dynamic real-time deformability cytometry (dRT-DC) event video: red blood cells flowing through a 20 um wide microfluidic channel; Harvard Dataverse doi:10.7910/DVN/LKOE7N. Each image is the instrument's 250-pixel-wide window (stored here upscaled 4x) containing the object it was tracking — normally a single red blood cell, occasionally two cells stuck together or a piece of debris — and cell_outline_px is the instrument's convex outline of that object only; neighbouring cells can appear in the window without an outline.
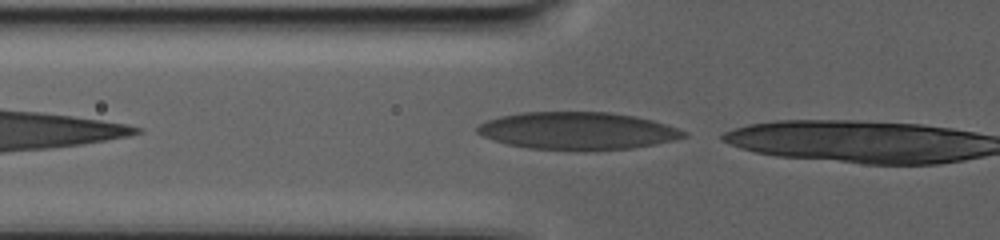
{"species": "human", "species_latin": "Homo sapiens", "temperature_condition": "warm", "stored_images_in_passage": 9, "camera_frame_rate_fps": 3000, "um_per_image_px": 0.085, "donor": {"sex": "male"}, "frame": {"image": 1, "passage_image": 8, "time_ms": 2.333, "image_size_px": [1000, 240], "cell_outline_px": [[688, 136], [676, 140], [656, 144], [632, 148], [528, 148], [508, 144], [484, 136], [476, 132], [476, 128], [480, 124], [488, 120], [500, 116], [520, 112], [608, 112], [636, 116], [652, 120], [688, 132]], "centroid_in_image_um": [49.11, 11.08], "position_along_channel_um": 76.7, "area_um2": 44.04}}